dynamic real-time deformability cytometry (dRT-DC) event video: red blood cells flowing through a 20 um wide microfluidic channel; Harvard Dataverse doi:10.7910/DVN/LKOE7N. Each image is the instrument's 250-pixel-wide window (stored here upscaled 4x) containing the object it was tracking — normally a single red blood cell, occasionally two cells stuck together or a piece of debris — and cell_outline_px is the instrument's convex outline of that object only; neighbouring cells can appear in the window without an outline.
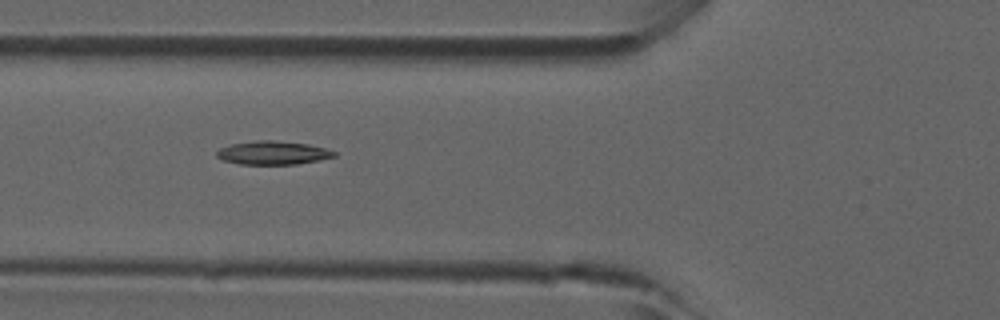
{"species": "common noctule bat (a hibernating species)", "species_latin": "Nyctalus noctula", "temperature_condition": "room temperature", "stored_images_in_passage": 42, "camera_frame_rate_fps": 3000, "um_per_image_px": 0.085, "animal": {"sex": "male", "forearm_length_mm": 52.5}, "frame": {"image": 1, "passage_image": 13, "time_ms": 4.0, "image_size_px": [1000, 320], "cell_outline_px": [[336, 156], [320, 160], [296, 164], [240, 164], [224, 160], [216, 156], [216, 152], [220, 148], [232, 144], [256, 140], [272, 140], [308, 144], [324, 148], [336, 152]], "centroid_in_image_um": [23.2, 12.99], "position_along_channel_um": 102.6, "area_um2": 15.95}}